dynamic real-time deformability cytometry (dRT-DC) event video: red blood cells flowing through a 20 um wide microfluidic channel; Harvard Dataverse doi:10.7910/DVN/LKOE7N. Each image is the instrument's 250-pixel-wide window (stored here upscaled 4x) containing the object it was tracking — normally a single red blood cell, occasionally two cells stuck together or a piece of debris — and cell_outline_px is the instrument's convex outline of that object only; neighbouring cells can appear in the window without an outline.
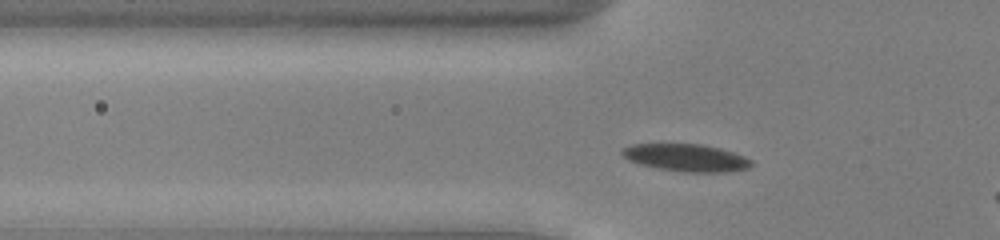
{"species": "common noctule bat (a hibernating species)", "species_latin": "Nyctalus noctula", "temperature_condition": "cold", "stored_images_in_passage": 36, "camera_frame_rate_fps": 3000, "um_per_image_px": 0.085, "animal": {"sex": "male", "body_mass_g": 13.0, "forearm_length_mm": 53.1}, "frame": {"image": 1, "passage_image": 7, "time_ms": 2.0, "image_size_px": [1000, 240], "cell_outline_px": [[752, 164], [748, 168], [728, 172], [680, 172], [640, 164], [628, 160], [620, 152], [620, 148], [632, 144], [700, 144], [720, 148], [744, 156], [752, 160]], "centroid_in_image_um": [58.31, 13.4], "position_along_channel_um": 67.5, "area_um2": 20.63}}
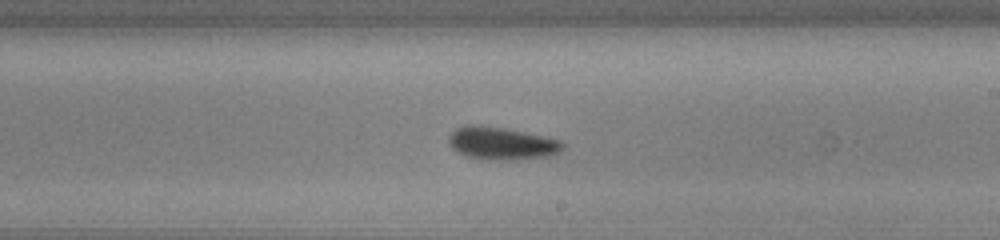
{"frame": {"image": 2, "passage_image": 21, "time_ms": 6.667, "image_size_px": [1000, 240], "cell_outline_px": [[564, 148], [560, 152], [548, 156], [508, 160], [484, 160], [468, 156], [456, 152], [448, 144], [448, 136], [456, 128], [468, 124], [476, 124], [504, 128], [544, 136], [560, 140], [564, 144]], "centroid_in_image_um": [42.6, 12.18], "position_along_channel_um": 246.4, "area_um2": 21.85}}
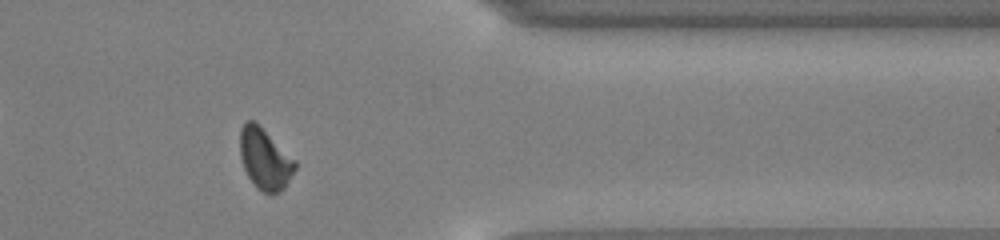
{"frame": {"image": 3, "passage_image": 33, "time_ms": 10.667, "image_size_px": [1000, 240], "cell_outline_px": [[296, 168], [284, 188], [280, 192], [264, 192], [256, 188], [248, 176], [244, 168], [240, 156], [240, 128], [248, 120], [256, 120], [296, 160]], "centroid_in_image_um": [22.51, 13.47], "position_along_channel_um": 388.9, "area_um2": 19.71}}